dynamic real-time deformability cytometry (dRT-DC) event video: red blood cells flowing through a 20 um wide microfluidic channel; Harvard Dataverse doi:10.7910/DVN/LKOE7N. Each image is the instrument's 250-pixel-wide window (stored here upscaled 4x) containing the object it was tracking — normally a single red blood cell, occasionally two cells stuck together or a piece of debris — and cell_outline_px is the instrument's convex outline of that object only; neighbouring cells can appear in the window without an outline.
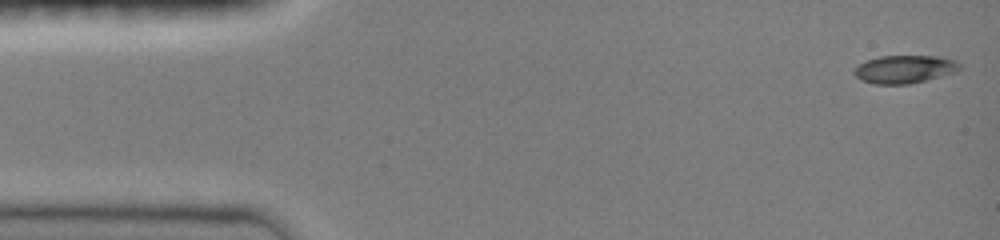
{"species": "common noctule bat (a hibernating species)", "species_latin": "Nyctalus noctula", "temperature_condition": "room temperature", "stored_images_in_passage": 9, "camera_frame_rate_fps": 3000, "um_per_image_px": 0.085, "animal": {"sex": "female", "body_mass_g": 19.0, "forearm_length_mm": 51.5}, "frame": {"image": 1, "passage_image": 1, "time_ms": 0.0, "image_size_px": [1000, 240], "cell_outline_px": [[964, 68], [952, 72], [924, 80], [908, 84], [872, 84], [860, 80], [852, 72], [864, 60], [880, 56], [940, 56], [956, 60]], "centroid_in_image_um": [76.86, 5.87], "position_along_channel_um": 8.1, "area_um2": 17.17}}
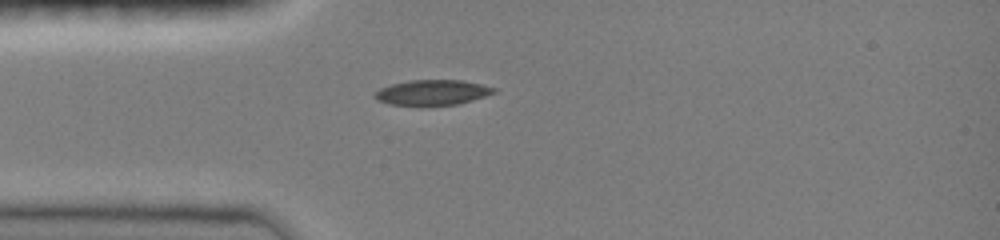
{"frame": {"image": 2, "passage_image": 8, "time_ms": 2.333, "image_size_px": [1000, 240], "cell_outline_px": [[496, 92], [472, 100], [456, 104], [420, 108], [388, 104], [376, 100], [372, 96], [380, 88], [392, 84], [408, 80], [460, 80], [480, 84], [496, 88]], "centroid_in_image_um": [36.67, 7.9], "position_along_channel_um": 48.3, "area_um2": 18.09}}